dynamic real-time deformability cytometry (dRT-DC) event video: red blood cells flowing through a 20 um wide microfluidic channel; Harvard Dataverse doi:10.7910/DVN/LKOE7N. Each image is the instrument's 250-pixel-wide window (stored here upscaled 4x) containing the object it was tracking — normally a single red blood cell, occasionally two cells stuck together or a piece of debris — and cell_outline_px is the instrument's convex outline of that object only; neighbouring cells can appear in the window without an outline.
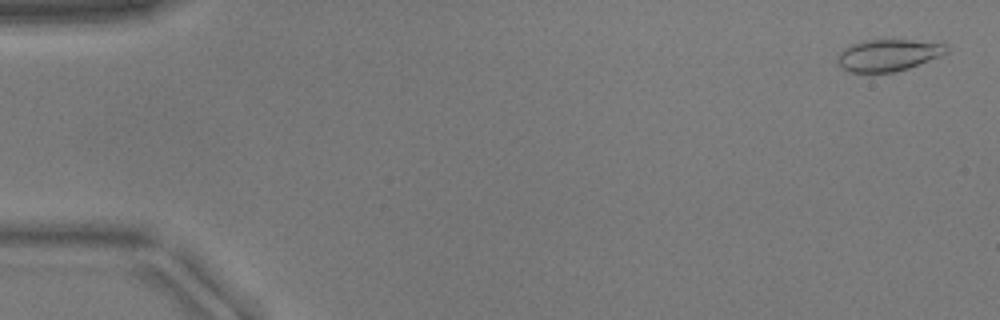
{"species": "common noctule bat (a hibernating species)", "species_latin": "Nyctalus noctula", "temperature_condition": "warm", "stored_images_in_passage": 52, "camera_frame_rate_fps": 3000, "um_per_image_px": 0.085, "animal": {"sex": "male", "body_mass_g": 17.9}, "frame": {"image": 1, "passage_image": 2, "time_ms": 0.333, "image_size_px": [1000, 320], "cell_outline_px": [[948, 52], [940, 56], [908, 68], [892, 72], [848, 72], [840, 68], [836, 60], [836, 56], [844, 48], [852, 44], [868, 40], [912, 40], [948, 44]], "centroid_in_image_um": [75.47, 4.69], "position_along_channel_um": 9.5, "area_um2": 20.17}}
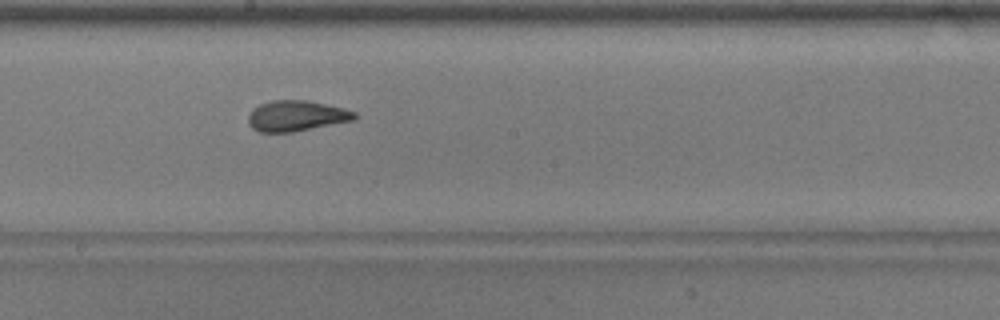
{"frame": {"image": 2, "passage_image": 29, "time_ms": 9.333, "image_size_px": [1000, 320], "cell_outline_px": [[356, 116], [352, 120], [292, 132], [260, 132], [252, 128], [248, 124], [248, 116], [252, 108], [260, 104], [272, 100], [308, 100], [344, 108], [356, 112]], "centroid_in_image_um": [25.14, 9.84], "position_along_channel_um": 223.1, "area_um2": 18.9}}
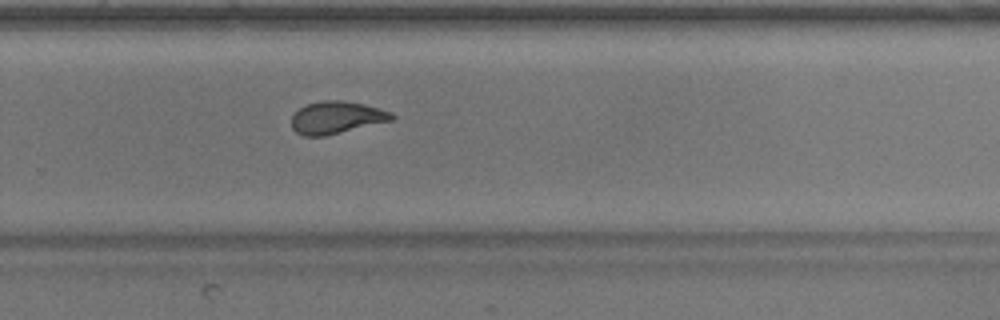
{"frame": {"image": 3, "passage_image": 35, "time_ms": 11.333, "image_size_px": [1000, 320], "cell_outline_px": [[396, 116], [392, 120], [324, 136], [304, 136], [296, 132], [292, 128], [292, 116], [304, 104], [320, 100], [340, 100], [364, 104], [392, 112]], "centroid_in_image_um": [28.58, 9.98], "position_along_channel_um": 301.2, "area_um2": 18.84}}